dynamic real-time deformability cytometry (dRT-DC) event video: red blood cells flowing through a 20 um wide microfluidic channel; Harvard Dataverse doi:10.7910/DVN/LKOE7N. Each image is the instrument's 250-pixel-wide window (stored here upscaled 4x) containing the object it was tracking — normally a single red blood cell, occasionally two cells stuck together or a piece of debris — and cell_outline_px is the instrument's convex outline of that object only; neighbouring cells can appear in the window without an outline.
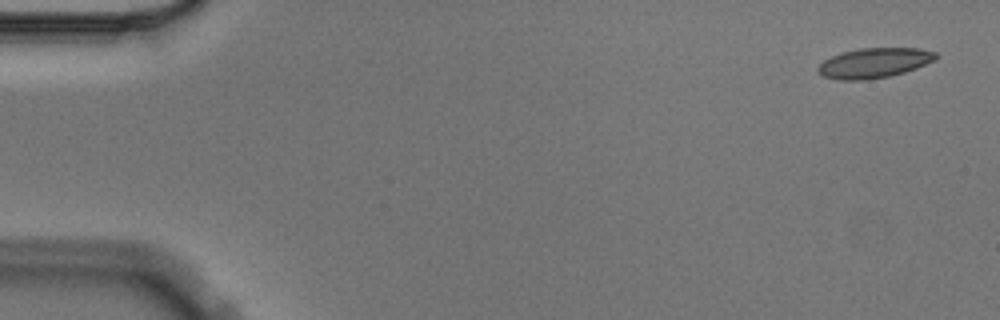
{"species": "Egyptian fruit bat (a non-hibernating species)", "species_latin": "Rousettus aegyptiacus", "temperature_condition": "cold", "stored_images_in_passage": 4, "camera_frame_rate_fps": 3000, "um_per_image_px": 0.085, "animal": {"sex": "male"}, "frame": {"image": 1, "passage_image": 1, "time_ms": 0.0, "image_size_px": [1000, 320], "cell_outline_px": [[940, 56], [936, 60], [916, 68], [904, 72], [888, 76], [864, 80], [840, 80], [820, 76], [816, 72], [816, 68], [824, 60], [832, 56], [844, 52], [860, 48], [920, 48], [936, 52]], "centroid_in_image_um": [74.3, 5.35], "position_along_channel_um": 10.7, "area_um2": 20.69}}